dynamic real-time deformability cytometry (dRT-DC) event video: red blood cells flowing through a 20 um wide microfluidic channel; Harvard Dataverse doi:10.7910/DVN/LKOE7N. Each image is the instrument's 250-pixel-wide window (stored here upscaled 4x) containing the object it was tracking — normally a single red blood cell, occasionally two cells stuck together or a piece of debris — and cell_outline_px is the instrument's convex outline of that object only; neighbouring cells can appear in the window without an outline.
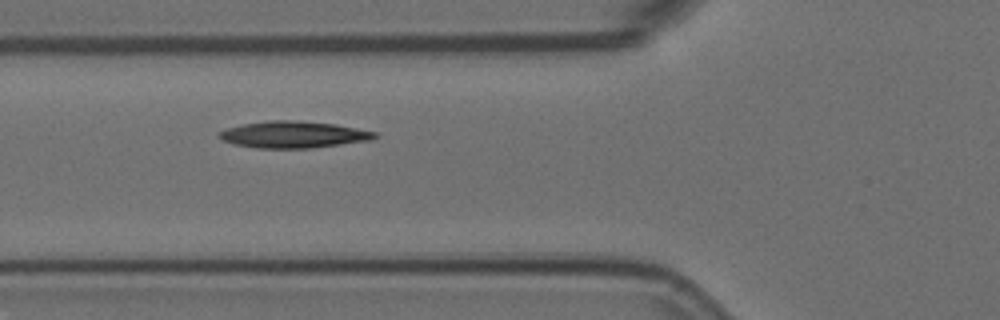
{"species": "Egyptian fruit bat (a non-hibernating species)", "species_latin": "Rousettus aegyptiacus", "temperature_condition": "room temperature", "stored_images_in_passage": 3, "camera_frame_rate_fps": 3000, "um_per_image_px": 0.085, "animal": {"sex": "female"}, "frame": {"image": 1, "passage_image": 2, "time_ms": 0.333, "image_size_px": [1000, 320], "cell_outline_px": [[380, 136], [372, 140], [312, 148], [256, 148], [236, 144], [224, 140], [216, 136], [220, 132], [228, 128], [240, 124], [268, 120], [292, 120], [336, 124], [376, 132]], "centroid_in_image_um": [24.97, 11.43], "position_along_channel_um": 100.8, "area_um2": 24.22}}
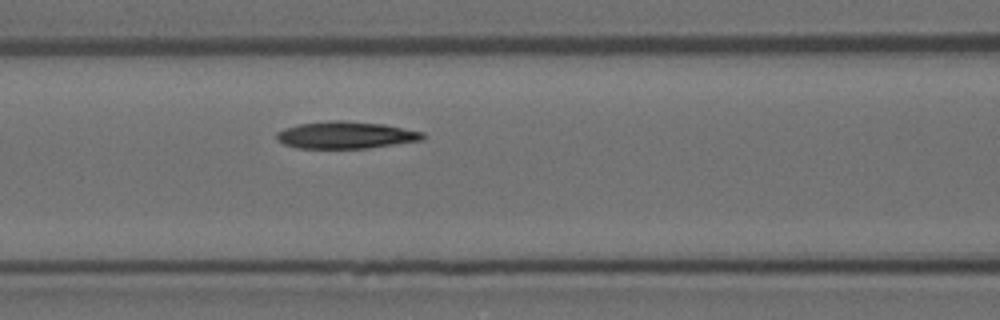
{"frame": {"image": 2, "passage_image": 3, "time_ms": 0.667, "image_size_px": [1000, 320], "cell_outline_px": [[424, 140], [368, 148], [296, 148], [284, 144], [276, 140], [276, 132], [284, 128], [300, 124], [332, 120], [344, 120], [384, 124], [424, 132]], "centroid_in_image_um": [29.39, 11.48], "position_along_channel_um": 137.2, "area_um2": 23.18}}